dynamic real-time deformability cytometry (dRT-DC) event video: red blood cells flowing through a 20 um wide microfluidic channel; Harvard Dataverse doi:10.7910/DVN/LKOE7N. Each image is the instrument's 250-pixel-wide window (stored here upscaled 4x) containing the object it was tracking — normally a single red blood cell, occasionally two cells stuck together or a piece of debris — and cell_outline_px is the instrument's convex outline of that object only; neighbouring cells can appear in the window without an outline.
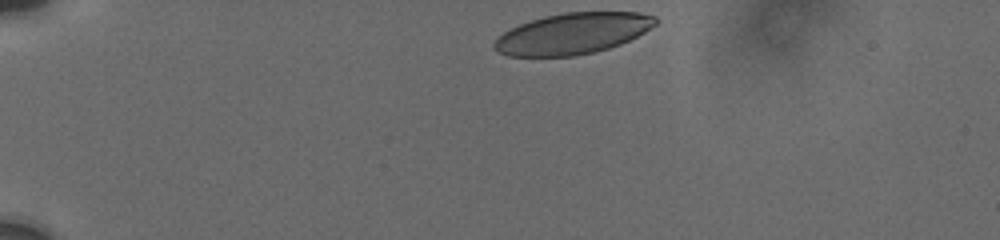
{"species": "human", "species_latin": "Homo sapiens", "temperature_condition": "cold", "stored_images_in_passage": 36, "camera_frame_rate_fps": 3000, "um_per_image_px": 0.085, "donor": {"sex": "male"}, "frame": {"image": 1, "passage_image": 1, "time_ms": 0.0, "image_size_px": [1000, 240], "cell_outline_px": [[656, 24], [644, 32], [620, 44], [608, 48], [592, 52], [572, 56], [508, 56], [500, 52], [492, 44], [504, 32], [520, 24], [544, 16], [564, 12], [640, 12], [656, 16]], "centroid_in_image_um": [48.69, 2.84], "position_along_channel_um": 36.3, "area_um2": 38.15}}
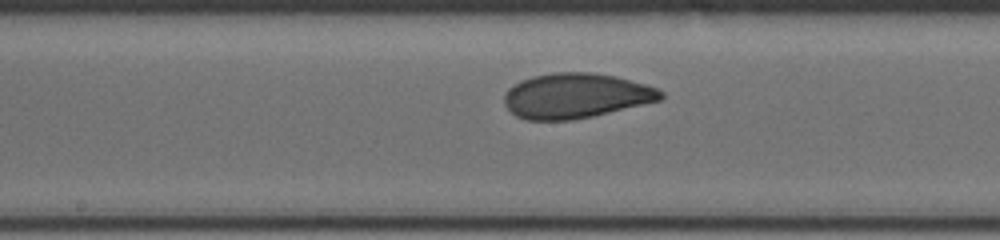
{"frame": {"image": 2, "passage_image": 19, "time_ms": 6.333, "image_size_px": [1000, 240], "cell_outline_px": [[664, 96], [660, 100], [592, 116], [572, 120], [528, 120], [516, 116], [504, 104], [504, 92], [508, 88], [532, 76], [556, 72], [592, 72], [616, 76], [644, 84], [656, 88], [664, 92]], "centroid_in_image_um": [48.93, 8.13], "position_along_channel_um": 199.3, "area_um2": 40.81}}
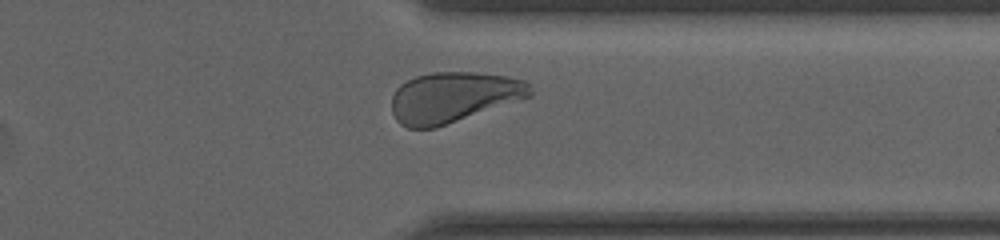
{"frame": {"image": 3, "passage_image": 33, "time_ms": 11.0, "image_size_px": [1000, 240], "cell_outline_px": [[532, 96], [436, 128], [408, 128], [400, 124], [396, 120], [392, 112], [392, 96], [396, 88], [400, 84], [416, 76], [432, 72], [476, 72], [508, 76], [524, 80], [532, 84]], "centroid_in_image_um": [38.55, 8.26], "position_along_channel_um": 372.8, "area_um2": 41.04}, "authors_computed_cell_mechanics": {"area_um2": 40.6912, "velocity_mm_per_s": 3.7335, "shape_relaxation_time_tau1_ms": 4.2476, "shape_relaxation_time_tau2_ms": 1.0557, "deformation_change_tau1": 0.1434, "deformation_change_tau2": 0.0635}}